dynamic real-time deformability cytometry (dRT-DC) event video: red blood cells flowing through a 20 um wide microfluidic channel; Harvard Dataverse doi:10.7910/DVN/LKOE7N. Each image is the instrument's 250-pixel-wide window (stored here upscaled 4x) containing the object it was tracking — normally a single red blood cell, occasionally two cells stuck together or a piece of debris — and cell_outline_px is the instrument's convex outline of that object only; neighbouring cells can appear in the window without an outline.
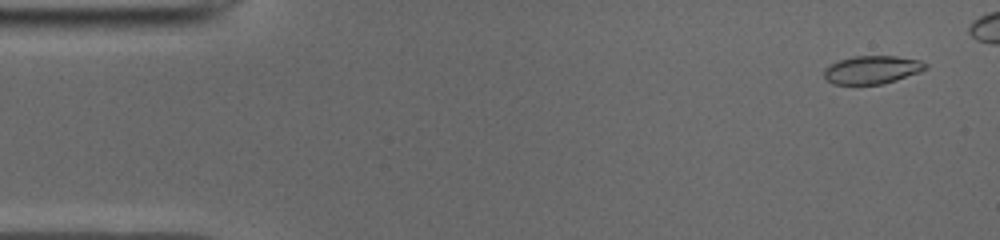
{"species": "common noctule bat (a hibernating species)", "species_latin": "Nyctalus noctula", "temperature_condition": "cold", "stored_images_in_passage": 13, "camera_frame_rate_fps": 3000, "um_per_image_px": 0.085, "animal": {"sex": "male", "body_mass_g": 19.0, "forearm_length_mm": 50.8}, "frame": {"image": 1, "passage_image": 3, "time_ms": 0.667, "image_size_px": [1000, 240], "cell_outline_px": [[928, 68], [920, 72], [884, 84], [832, 84], [824, 76], [824, 68], [840, 60], [852, 56], [896, 56], [920, 60], [928, 64]], "centroid_in_image_um": [74.16, 5.93], "position_along_channel_um": 10.8, "area_um2": 16.65}}